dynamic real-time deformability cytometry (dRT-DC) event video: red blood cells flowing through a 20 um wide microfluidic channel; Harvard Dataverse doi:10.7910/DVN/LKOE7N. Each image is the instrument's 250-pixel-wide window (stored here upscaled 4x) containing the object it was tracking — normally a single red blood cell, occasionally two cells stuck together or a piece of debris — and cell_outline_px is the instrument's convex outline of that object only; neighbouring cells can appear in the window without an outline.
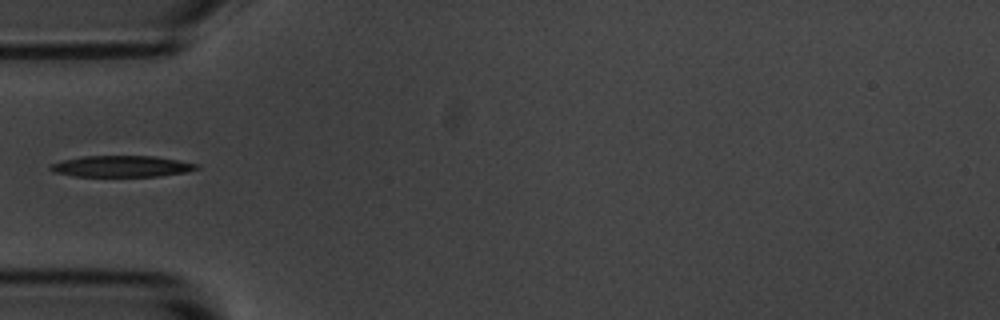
{"species": "common noctule bat (a hibernating species)", "species_latin": "Nyctalus noctula", "temperature_condition": "room temperature", "stored_images_in_passage": 1, "camera_frame_rate_fps": 3000, "um_per_image_px": 0.085, "animal": {"sex": "male", "body_mass_g": 20.1, "forearm_length_mm": 53.5}, "frame": {"image": 1, "passage_image": 1, "time_ms": 0.0, "image_size_px": [1000, 320], "cell_outline_px": [[200, 168], [188, 172], [160, 176], [76, 176], [56, 172], [48, 168], [52, 164], [64, 160], [84, 156], [156, 156], [180, 160], [200, 164]], "centroid_in_image_um": [10.45, 14.13], "position_along_channel_um": 74.6, "area_um2": 18.09}}